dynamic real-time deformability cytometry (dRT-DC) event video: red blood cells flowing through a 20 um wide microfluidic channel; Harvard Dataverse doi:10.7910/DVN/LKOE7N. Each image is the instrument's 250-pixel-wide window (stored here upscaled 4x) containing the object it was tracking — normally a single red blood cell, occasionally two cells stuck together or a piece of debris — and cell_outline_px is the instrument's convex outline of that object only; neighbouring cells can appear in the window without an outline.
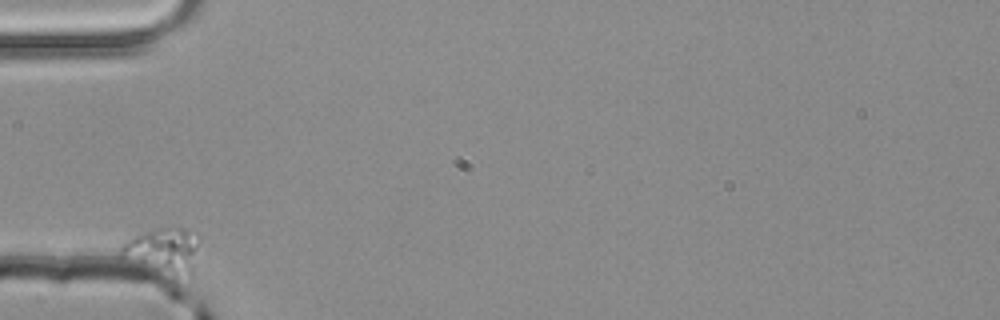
{"species": "common noctule bat (a hibernating species)", "species_latin": "Nyctalus noctula", "temperature_condition": "room temperature", "stored_images_in_passage": 42, "camera_frame_rate_fps": 3000, "um_per_image_px": 0.085, "animal": {"sex": "male", "body_mass_g": 20.4}, "frame": {"image": 1, "passage_image": 1, "time_ms": 0.0, "image_size_px": [1000, 320], "cell_outline_px": [[196, 248], [192, 272], [164, 276], [156, 276], [120, 256], [120, 248], [124, 240], [132, 236], [156, 228], [184, 228], [196, 232]], "centroid_in_image_um": [13.76, 21.32], "position_along_channel_um": 71.2, "area_um2": 20.98}}